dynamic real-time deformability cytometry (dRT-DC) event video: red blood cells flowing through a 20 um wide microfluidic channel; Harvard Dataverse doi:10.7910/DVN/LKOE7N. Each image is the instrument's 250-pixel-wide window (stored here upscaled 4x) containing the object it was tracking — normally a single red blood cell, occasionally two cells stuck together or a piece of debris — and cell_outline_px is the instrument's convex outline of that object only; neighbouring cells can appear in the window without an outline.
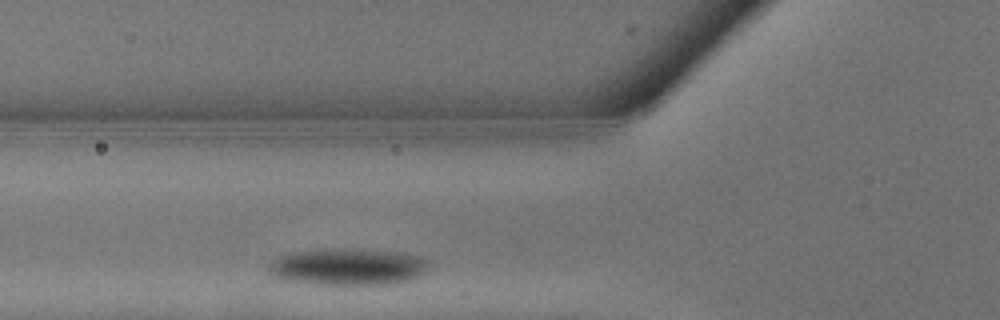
{"species": "common noctule bat (a hibernating species)", "species_latin": "Nyctalus noctula", "temperature_condition": "warm", "stored_images_in_passage": 5, "camera_frame_rate_fps": 3000, "um_per_image_px": 0.085, "animal": {"sex": "male", "body_mass_g": 13.3}, "frame": {"image": 1, "passage_image": 5, "time_ms": 1.333, "image_size_px": [1000, 320], "cell_outline_px": [[428, 264], [424, 272], [408, 280], [384, 284], [316, 284], [280, 280], [272, 276], [268, 272], [268, 268], [276, 260], [284, 256], [296, 252], [332, 248], [356, 248], [400, 252], [420, 256], [428, 260]], "centroid_in_image_um": [29.57, 22.67], "position_along_channel_um": 96.2, "area_um2": 34.1}}